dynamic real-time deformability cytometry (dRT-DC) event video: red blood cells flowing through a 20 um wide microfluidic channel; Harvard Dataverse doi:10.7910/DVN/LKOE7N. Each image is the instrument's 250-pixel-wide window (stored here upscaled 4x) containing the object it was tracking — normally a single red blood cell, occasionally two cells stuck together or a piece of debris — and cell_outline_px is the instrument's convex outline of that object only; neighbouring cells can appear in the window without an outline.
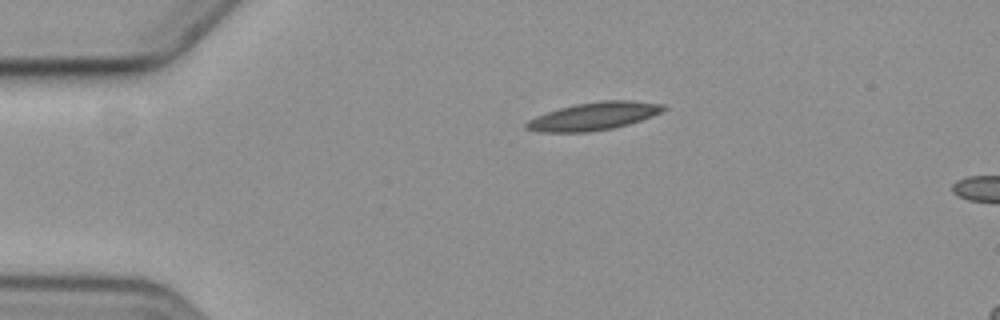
{"species": "common noctule bat (a hibernating species)", "species_latin": "Nyctalus noctula", "temperature_condition": "cold", "stored_images_in_passage": 2, "camera_frame_rate_fps": 3000, "um_per_image_px": 0.085, "animal": {"sex": "female", "body_mass_g": 19.3, "forearm_length_mm": 54.1}, "frame": {"image": 1, "passage_image": 1, "time_ms": 0.0, "image_size_px": [1000, 320], "cell_outline_px": [[668, 108], [652, 116], [628, 124], [612, 128], [588, 132], [536, 132], [524, 128], [524, 124], [528, 120], [536, 116], [560, 108], [576, 104], [600, 100], [632, 100], [664, 104]], "centroid_in_image_um": [50.46, 9.87], "position_along_channel_um": 34.5, "area_um2": 22.25}}